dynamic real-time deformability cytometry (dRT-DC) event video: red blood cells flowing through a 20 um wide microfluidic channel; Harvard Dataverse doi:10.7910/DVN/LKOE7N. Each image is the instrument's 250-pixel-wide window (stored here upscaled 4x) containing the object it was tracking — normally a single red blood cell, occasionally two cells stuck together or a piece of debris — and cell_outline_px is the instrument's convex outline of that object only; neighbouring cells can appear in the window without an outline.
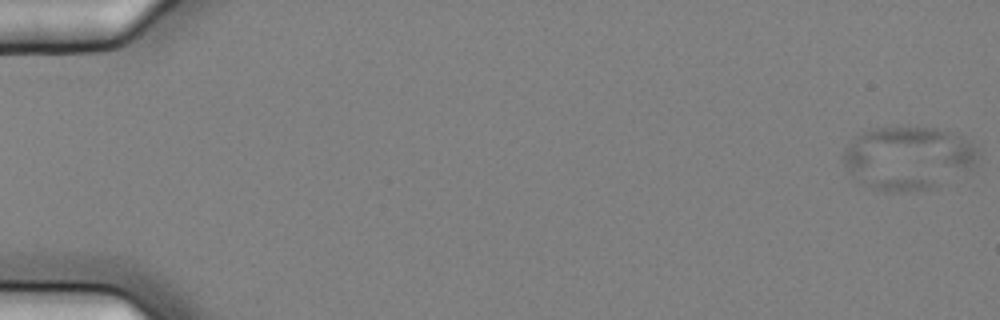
{"species": "common noctule bat (a hibernating species)", "species_latin": "Nyctalus noctula", "temperature_condition": "cold", "stored_images_in_passage": 5, "camera_frame_rate_fps": 3000, "um_per_image_px": 0.085, "animal": {"sex": "female", "body_mass_g": 25.1}, "frame": {"image": 1, "passage_image": 1, "time_ms": 0.0, "image_size_px": [1000, 320], "cell_outline_px": [[980, 156], [976, 164], [972, 168], [932, 188], [896, 192], [884, 192], [872, 188], [856, 180], [848, 172], [844, 164], [844, 148], [860, 132], [872, 128], [936, 128], [964, 136], [972, 140], [980, 152]], "centroid_in_image_um": [77.21, 13.42], "position_along_channel_um": 7.8, "area_um2": 49.94}}
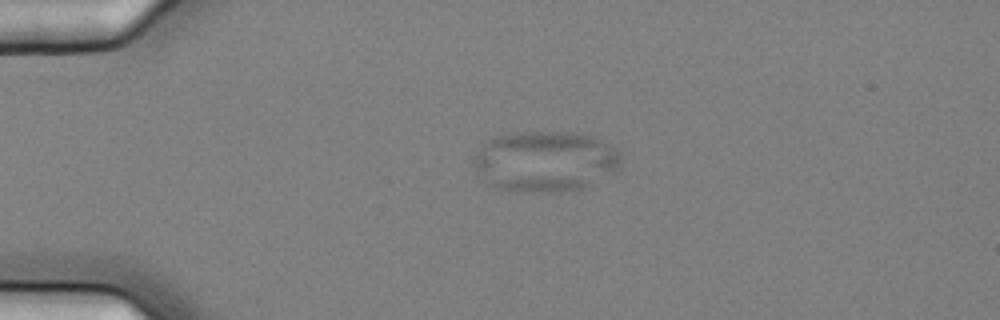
{"frame": {"image": 2, "passage_image": 4, "time_ms": 1.0, "image_size_px": [1000, 320], "cell_outline_px": [[620, 164], [616, 168], [588, 184], [580, 188], [560, 192], [524, 192], [504, 188], [488, 184], [476, 172], [472, 164], [472, 156], [480, 144], [496, 136], [508, 132], [572, 132], [592, 136], [616, 148], [620, 152]], "centroid_in_image_um": [46.23, 13.68], "position_along_channel_um": 38.8, "area_um2": 51.96}}